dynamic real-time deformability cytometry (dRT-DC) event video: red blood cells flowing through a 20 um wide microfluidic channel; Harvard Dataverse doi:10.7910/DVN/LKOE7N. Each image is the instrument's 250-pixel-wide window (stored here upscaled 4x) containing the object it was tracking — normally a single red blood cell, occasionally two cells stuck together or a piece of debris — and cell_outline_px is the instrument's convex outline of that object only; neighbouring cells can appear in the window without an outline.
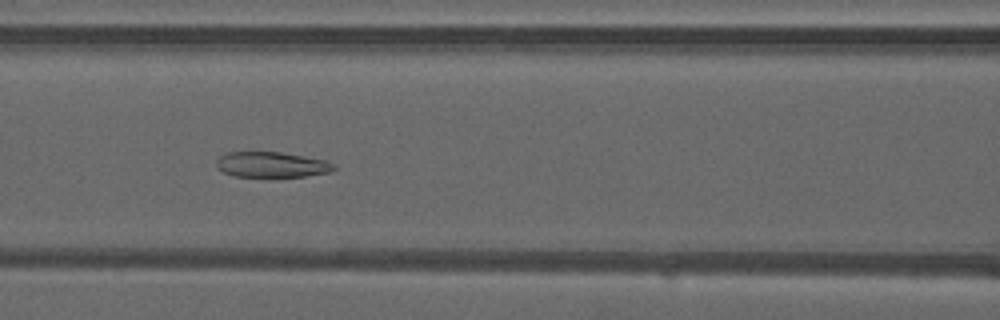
{"species": "common noctule bat (a hibernating species)", "species_latin": "Nyctalus noctula", "temperature_condition": "warm", "stored_images_in_passage": 49, "camera_frame_rate_fps": 3000, "um_per_image_px": 0.085, "animal": {"sex": "male", "forearm_length_mm": 52.5}, "frame": {"image": 1, "passage_image": 21, "time_ms": 6.667, "image_size_px": [1000, 320], "cell_outline_px": [[336, 168], [332, 172], [304, 176], [232, 176], [216, 168], [216, 160], [220, 156], [228, 152], [280, 152], [324, 160], [336, 164]], "centroid_in_image_um": [23.08, 13.99], "position_along_channel_um": 143.5, "area_um2": 17.34}}
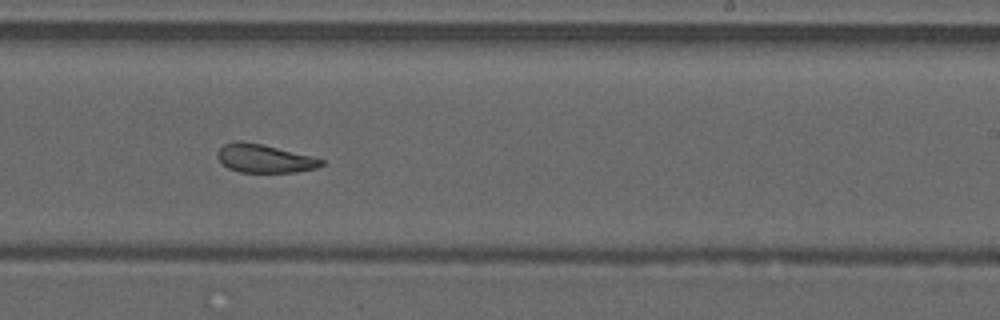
{"frame": {"image": 2, "passage_image": 30, "time_ms": 9.667, "image_size_px": [1000, 320], "cell_outline_px": [[324, 164], [316, 168], [296, 172], [240, 172], [228, 168], [216, 156], [216, 152], [224, 144], [232, 140], [240, 140], [260, 144], [312, 156], [324, 160]], "centroid_in_image_um": [22.45, 13.46], "position_along_channel_um": 266.6, "area_um2": 17.11}}
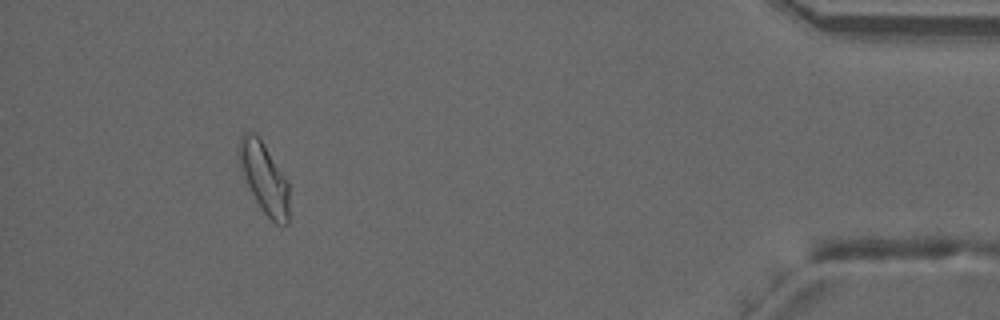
{"frame": {"image": 3, "passage_image": 45, "time_ms": 14.667, "image_size_px": [1000, 320], "cell_outline_px": [[288, 224], [276, 224], [264, 212], [256, 200], [240, 168], [236, 152], [240, 136], [244, 132], [256, 132], [288, 180]], "centroid_in_image_um": [22.43, 15.05], "position_along_channel_um": 412.8, "area_um2": 20.58}, "authors_computed_cell_mechanics": {"area_um2": 19.7098, "velocity_mm_per_s": 4.1144, "shape_relaxation_time_tau1_ms": null, "shape_relaxation_time_tau2_ms": 2.1276, "deformation_change_tau1": null, "deformation_change_tau2": 0.1035}}